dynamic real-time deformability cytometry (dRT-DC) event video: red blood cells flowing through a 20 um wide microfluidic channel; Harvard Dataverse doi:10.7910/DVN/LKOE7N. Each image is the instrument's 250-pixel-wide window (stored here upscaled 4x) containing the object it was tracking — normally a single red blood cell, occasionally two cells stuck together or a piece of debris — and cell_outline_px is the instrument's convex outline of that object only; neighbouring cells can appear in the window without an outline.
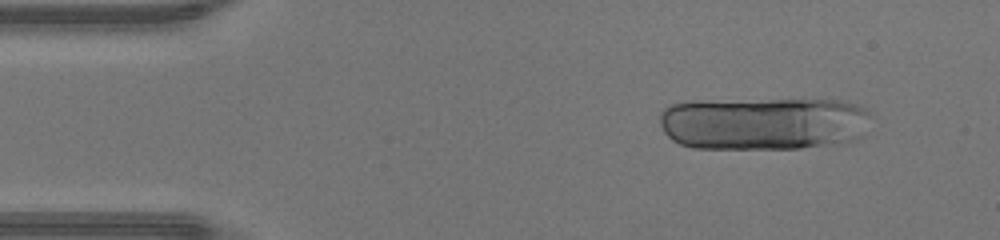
{"species": "human", "species_latin": "Homo sapiens", "temperature_condition": "warm", "stored_images_in_passage": 40, "camera_frame_rate_fps": 3000, "um_per_image_px": 0.085, "donor": {"sex": "male"}, "frame": {"image": 1, "passage_image": 1, "time_ms": 0.0, "image_size_px": [1000, 240], "cell_outline_px": [[868, 112], [864, 136], [848, 144], [800, 148], [692, 148], [680, 144], [672, 140], [664, 132], [660, 124], [660, 112], [668, 104], [688, 100], [840, 100], [856, 104], [868, 108]], "centroid_in_image_um": [64.9, 10.49], "position_along_channel_um": 20.1, "area_um2": 66.53}}
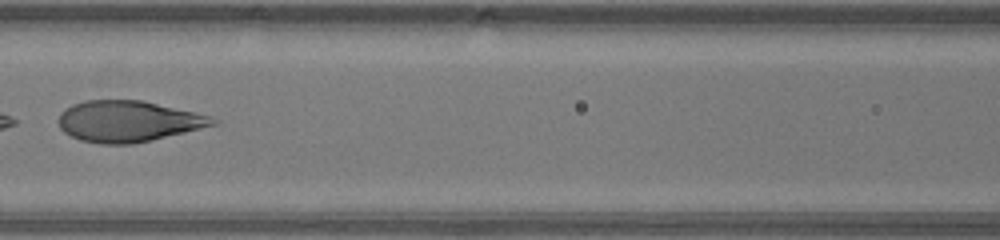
{"frame": {"image": 2, "passage_image": 16, "time_ms": 5.0, "image_size_px": [1000, 240], "cell_outline_px": [[220, 124], [152, 140], [132, 144], [100, 144], [80, 140], [64, 132], [60, 128], [56, 120], [60, 112], [64, 108], [72, 104], [84, 100], [140, 100], [192, 112], [208, 116], [216, 120]], "centroid_in_image_um": [10.83, 10.32], "position_along_channel_um": 155.8, "area_um2": 36.93}}
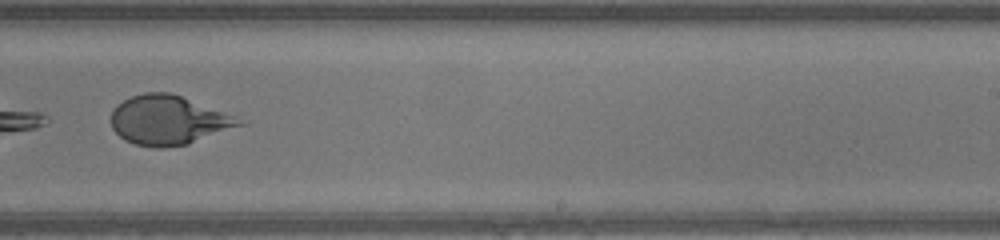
{"frame": {"image": 3, "passage_image": 24, "time_ms": 7.667, "image_size_px": [1000, 240], "cell_outline_px": [[248, 120], [244, 124], [188, 144], [164, 148], [156, 148], [136, 144], [124, 140], [112, 128], [112, 112], [116, 104], [132, 96], [144, 92], [172, 92]], "centroid_in_image_um": [14.35, 10.2], "position_along_channel_um": 274.7, "area_um2": 36.99}, "authors_computed_cell_mechanics": {"area_um2": 42.3963, "velocity_mm_per_s": 4.466, "shape_relaxation_time_tau1_ms": 1.7285, "shape_relaxation_time_tau2_ms": 0.8327, "deformation_change_tau1": 0.3675, "deformation_change_tau2": 0.0639}}